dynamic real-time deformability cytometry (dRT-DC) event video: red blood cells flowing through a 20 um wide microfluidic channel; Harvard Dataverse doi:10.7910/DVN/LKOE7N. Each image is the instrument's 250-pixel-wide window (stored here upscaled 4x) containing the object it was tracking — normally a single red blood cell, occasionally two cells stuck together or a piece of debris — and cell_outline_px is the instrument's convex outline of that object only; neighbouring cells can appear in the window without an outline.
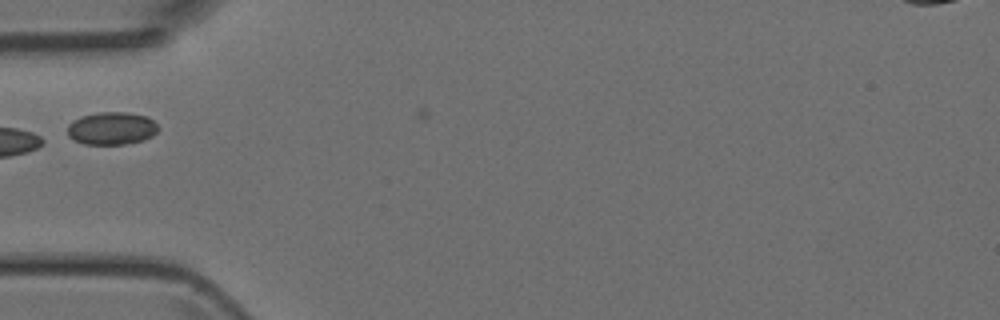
{"species": "Egyptian fruit bat (a non-hibernating species)", "species_latin": "Rousettus aegyptiacus", "temperature_condition": "room temperature", "stored_images_in_passage": 12, "camera_frame_rate_fps": 3000, "um_per_image_px": 0.085, "animal": {"sex": "female"}, "frame": {"image": 1, "passage_image": 8, "time_ms": 2.333, "image_size_px": [1000, 320], "cell_outline_px": [[160, 128], [152, 136], [144, 140], [124, 144], [84, 144], [68, 136], [68, 124], [72, 120], [80, 116], [100, 112], [128, 112], [148, 116]], "centroid_in_image_um": [9.5, 10.9], "position_along_channel_um": 75.5, "area_um2": 17.4}}